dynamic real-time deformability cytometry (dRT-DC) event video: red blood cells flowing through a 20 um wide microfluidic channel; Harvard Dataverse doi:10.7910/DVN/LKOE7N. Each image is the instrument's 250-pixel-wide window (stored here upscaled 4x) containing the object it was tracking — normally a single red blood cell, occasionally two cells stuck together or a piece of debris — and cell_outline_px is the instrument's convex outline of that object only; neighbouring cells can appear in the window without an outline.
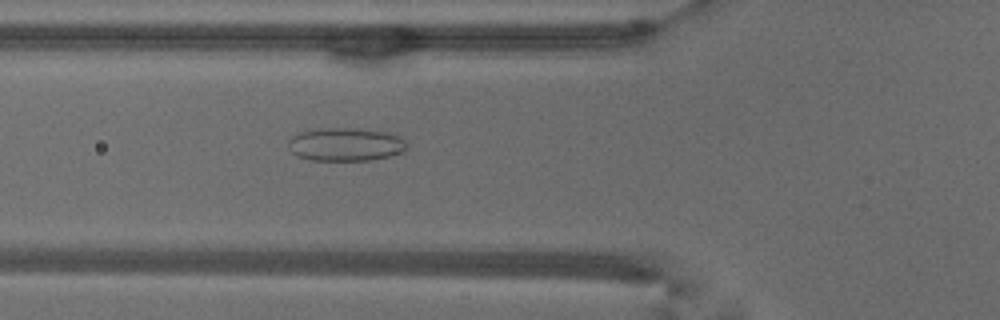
{"species": "common noctule bat (a hibernating species)", "species_latin": "Nyctalus noctula", "temperature_condition": "warm", "stored_images_in_passage": 37, "camera_frame_rate_fps": 3000, "um_per_image_px": 0.085, "animal": {"sex": "male", "body_mass_g": 18.8}, "frame": {"image": 1, "passage_image": 4, "time_ms": 1.0, "image_size_px": [1000, 320], "cell_outline_px": [[404, 152], [392, 156], [368, 160], [312, 160], [296, 156], [292, 152], [288, 144], [288, 140], [292, 136], [300, 132], [320, 128], [360, 128], [392, 132], [404, 140]], "centroid_in_image_um": [29.37, 12.26], "position_along_channel_um": 96.4, "area_um2": 23.12}}
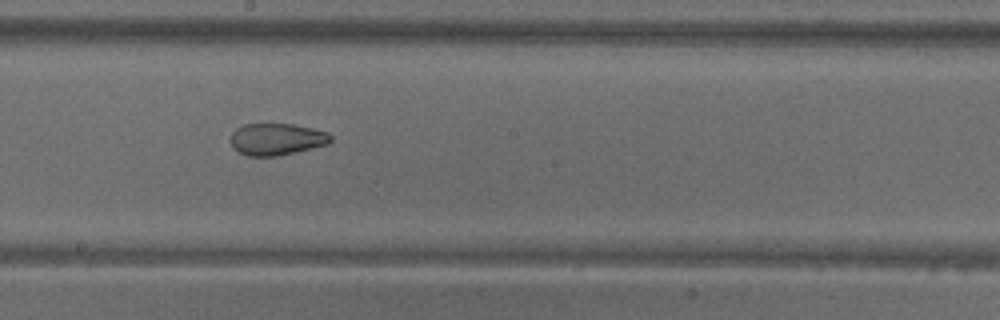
{"frame": {"image": 2, "passage_image": 14, "time_ms": 4.333, "image_size_px": [1000, 320], "cell_outline_px": [[332, 140], [328, 144], [280, 156], [248, 156], [232, 148], [232, 132], [236, 128], [244, 124], [292, 124], [312, 128], [328, 132], [332, 136]], "centroid_in_image_um": [23.53, 11.83], "position_along_channel_um": 224.7, "area_um2": 18.61}}
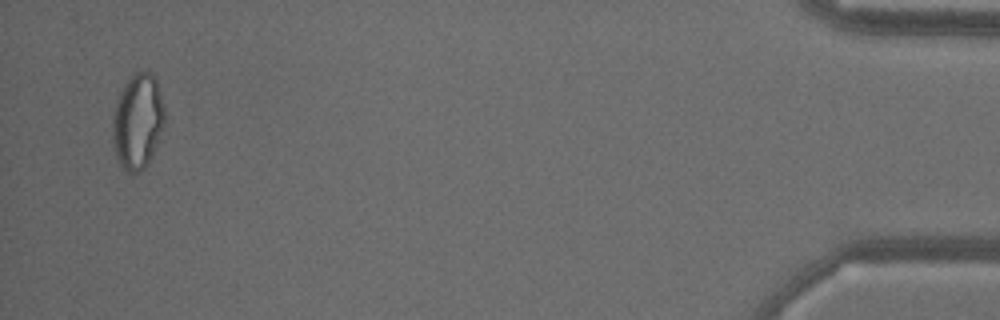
{"frame": {"image": 3, "passage_image": 36, "time_ms": 11.667, "image_size_px": [1000, 320], "cell_outline_px": [[164, 128], [148, 164], [140, 172], [128, 172], [120, 168], [116, 156], [112, 140], [112, 116], [116, 100], [124, 84], [136, 72], [148, 68], [156, 76], [164, 108]], "centroid_in_image_um": [11.7, 10.3], "position_along_channel_um": 423.5, "area_um2": 29.54}, "authors_computed_cell_mechanics": {"area_um2": 21.6172, "velocity_mm_per_s": 3.8352, "shape_relaxation_time_tau1_ms": null, "shape_relaxation_time_tau2_ms": 1.7835, "deformation_change_tau1": null, "deformation_change_tau2": 0.0715}}